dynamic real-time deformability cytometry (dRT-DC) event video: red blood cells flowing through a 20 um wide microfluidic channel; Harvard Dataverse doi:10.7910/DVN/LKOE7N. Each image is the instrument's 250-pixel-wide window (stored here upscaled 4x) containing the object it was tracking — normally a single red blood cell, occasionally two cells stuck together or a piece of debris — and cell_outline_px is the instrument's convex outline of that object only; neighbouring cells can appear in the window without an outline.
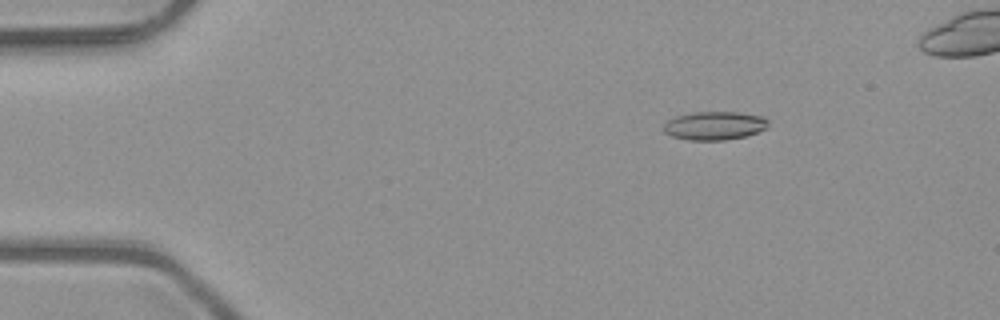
{"species": "common noctule bat (a hibernating species)", "species_latin": "Nyctalus noctula", "temperature_condition": "room temperature", "stored_images_in_passage": 5, "camera_frame_rate_fps": 3000, "um_per_image_px": 0.085, "animal": {"sex": "male", "body_mass_g": 23.1, "forearm_length_mm": 52.7}, "frame": {"image": 1, "passage_image": 2, "time_ms": 0.333, "image_size_px": [1000, 320], "cell_outline_px": [[768, 124], [764, 128], [756, 132], [744, 136], [724, 140], [688, 140], [672, 136], [664, 132], [664, 124], [668, 120], [676, 116], [696, 112], [736, 112], [764, 116], [768, 120]], "centroid_in_image_um": [60.72, 10.68], "position_along_channel_um": 24.3, "area_um2": 17.17}}